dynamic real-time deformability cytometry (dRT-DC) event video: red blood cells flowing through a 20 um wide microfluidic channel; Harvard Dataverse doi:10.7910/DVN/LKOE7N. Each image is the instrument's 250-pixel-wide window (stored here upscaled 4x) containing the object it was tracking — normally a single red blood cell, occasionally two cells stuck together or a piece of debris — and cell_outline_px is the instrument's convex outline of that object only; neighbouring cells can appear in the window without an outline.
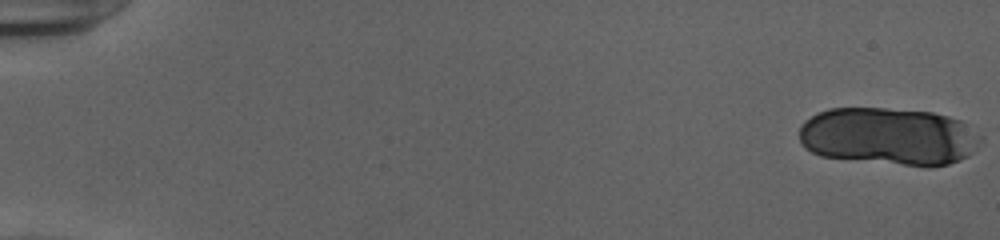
{"species": "human", "species_latin": "Homo sapiens", "temperature_condition": "cold", "stored_images_in_passage": 19, "camera_frame_rate_fps": 3000, "um_per_image_px": 0.085, "donor": {"sex": "female"}, "frame": {"image": 1, "passage_image": 1, "time_ms": 0.0, "image_size_px": [1000, 240], "cell_outline_px": [[984, 140], [968, 156], [960, 160], [948, 164], [928, 168], [820, 156], [804, 148], [800, 140], [800, 124], [804, 120], [828, 108], [884, 108], [932, 112], [948, 116], [960, 120], [984, 136]], "centroid_in_image_um": [75.58, 11.6], "position_along_channel_um": 9.4, "area_um2": 61.67}}